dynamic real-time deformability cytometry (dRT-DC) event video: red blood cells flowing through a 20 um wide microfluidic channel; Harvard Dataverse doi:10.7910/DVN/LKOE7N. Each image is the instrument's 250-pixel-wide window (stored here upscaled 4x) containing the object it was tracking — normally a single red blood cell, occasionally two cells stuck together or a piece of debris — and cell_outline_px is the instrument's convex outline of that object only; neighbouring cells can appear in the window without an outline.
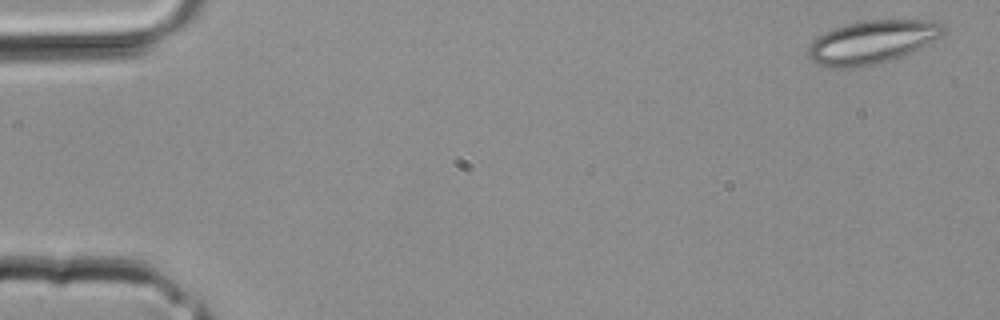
{"species": "common noctule bat (a hibernating species)", "species_latin": "Nyctalus noctula", "temperature_condition": "room temperature", "stored_images_in_passage": 2, "camera_frame_rate_fps": 3000, "um_per_image_px": 0.085, "animal": {"sex": "male", "body_mass_g": 20.4}, "frame": {"image": 1, "passage_image": 1, "time_ms": 0.0, "image_size_px": [1000, 320], "cell_outline_px": [[944, 32], [940, 36], [896, 60], [860, 68], [832, 68], [816, 64], [808, 56], [808, 48], [824, 32], [848, 24], [868, 20], [928, 20], [944, 24]], "centroid_in_image_um": [74.12, 3.6], "position_along_channel_um": 10.9, "area_um2": 33.87}}